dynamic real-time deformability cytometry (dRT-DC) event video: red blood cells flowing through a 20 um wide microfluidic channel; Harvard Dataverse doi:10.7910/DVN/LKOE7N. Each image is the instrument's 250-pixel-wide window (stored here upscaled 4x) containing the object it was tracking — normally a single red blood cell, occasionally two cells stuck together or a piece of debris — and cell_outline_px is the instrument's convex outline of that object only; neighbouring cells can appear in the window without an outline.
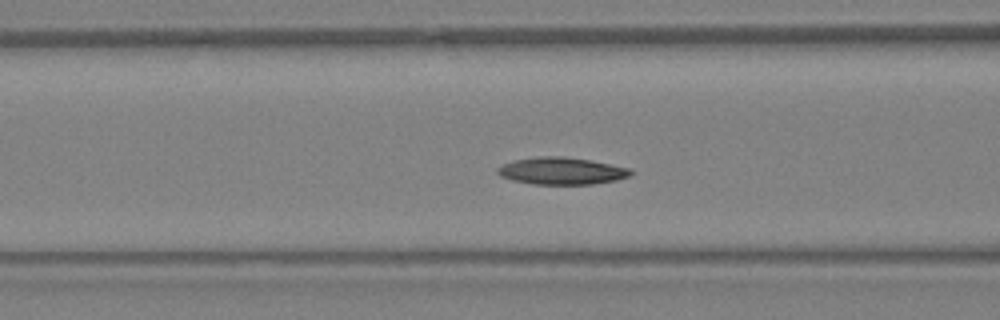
{"species": "Egyptian fruit bat (a non-hibernating species)", "species_latin": "Rousettus aegyptiacus", "temperature_condition": "warm", "stored_images_in_passage": 40, "camera_frame_rate_fps": 3000, "um_per_image_px": 0.085, "animal": {"sex": "female"}, "frame": {"image": 1, "passage_image": 14, "time_ms": 4.333, "image_size_px": [1000, 320], "cell_outline_px": [[632, 172], [628, 176], [616, 180], [592, 184], [532, 184], [512, 180], [500, 176], [496, 172], [496, 168], [500, 164], [512, 160], [536, 156], [564, 156], [588, 160], [632, 168]], "centroid_in_image_um": [47.66, 14.52], "position_along_channel_um": 118.9, "area_um2": 21.21}}
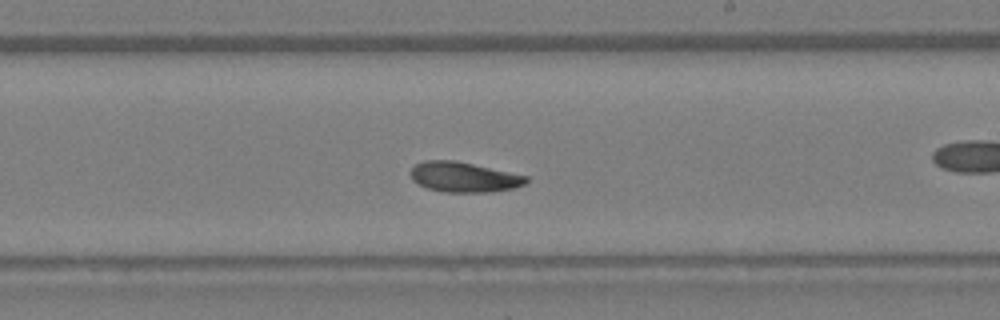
{"frame": {"image": 2, "passage_image": 22, "time_ms": 7.0, "image_size_px": [1000, 320], "cell_outline_px": [[528, 180], [524, 184], [512, 188], [492, 192], [444, 192], [428, 188], [412, 180], [408, 172], [416, 164], [424, 160], [452, 160], [472, 164], [528, 176]], "centroid_in_image_um": [39.39, 15.05], "position_along_channel_um": 249.6, "area_um2": 20.11}}
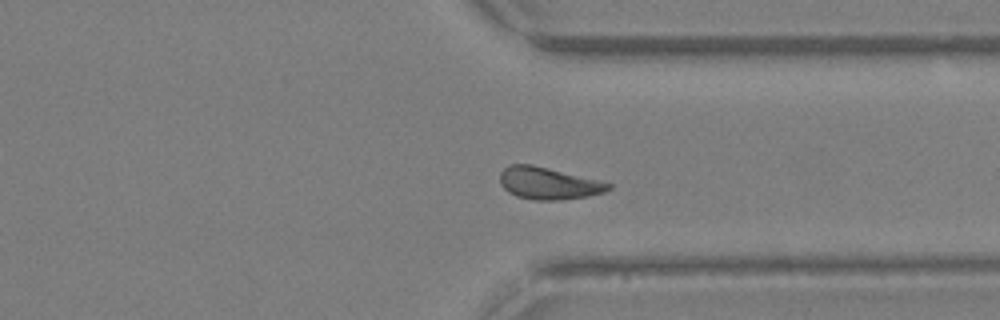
{"frame": {"image": 3, "passage_image": 29, "time_ms": 9.333, "image_size_px": [1000, 320], "cell_outline_px": [[612, 188], [604, 192], [588, 196], [560, 200], [532, 200], [516, 196], [508, 192], [500, 184], [500, 172], [508, 164], [532, 164], [604, 180], [612, 184]], "centroid_in_image_um": [46.65, 15.57], "position_along_channel_um": 364.8, "area_um2": 20.75}, "authors_computed_cell_mechanics": {"area_um2": 20.6346, "velocity_mm_per_s": 4.9195, "shape_relaxation_time_tau1_ms": 7.628, "shape_relaxation_time_tau2_ms": 9.0989, "deformation_change_tau1": 0.1799, "deformation_change_tau2": 0.1823}}